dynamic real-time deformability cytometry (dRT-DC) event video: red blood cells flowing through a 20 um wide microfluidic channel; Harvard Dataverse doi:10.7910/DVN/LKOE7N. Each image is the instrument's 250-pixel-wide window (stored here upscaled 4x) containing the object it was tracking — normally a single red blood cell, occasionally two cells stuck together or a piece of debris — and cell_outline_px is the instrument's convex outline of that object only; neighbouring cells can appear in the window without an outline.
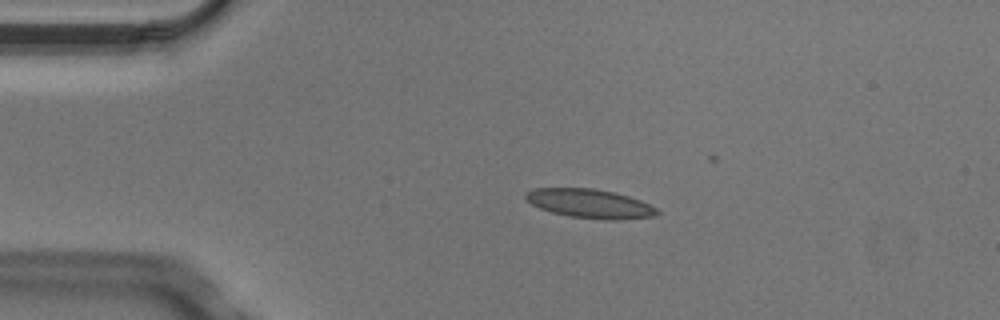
{"species": "Egyptian fruit bat (a non-hibernating species)", "species_latin": "Rousettus aegyptiacus", "temperature_condition": "cold", "stored_images_in_passage": 4, "camera_frame_rate_fps": 3000, "um_per_image_px": 0.085, "animal": {"sex": "male"}, "frame": {"image": 1, "passage_image": 3, "time_ms": 0.667, "image_size_px": [1000, 320], "cell_outline_px": [[660, 212], [652, 216], [612, 220], [604, 220], [568, 216], [552, 212], [540, 208], [532, 204], [524, 196], [528, 192], [536, 188], [592, 188], [616, 192], [640, 200], [656, 208]], "centroid_in_image_um": [50.14, 17.3], "position_along_channel_um": 34.9, "area_um2": 21.96}}